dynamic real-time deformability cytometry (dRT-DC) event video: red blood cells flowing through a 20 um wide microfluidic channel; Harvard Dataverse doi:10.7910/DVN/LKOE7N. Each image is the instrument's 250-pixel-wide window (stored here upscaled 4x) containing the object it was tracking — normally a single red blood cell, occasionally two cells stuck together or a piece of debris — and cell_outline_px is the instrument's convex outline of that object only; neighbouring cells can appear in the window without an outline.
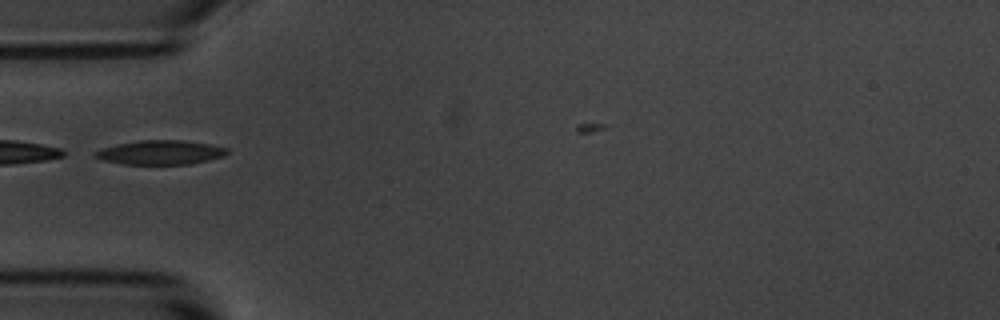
{"species": "common noctule bat (a hibernating species)", "species_latin": "Nyctalus noctula", "temperature_condition": "room temperature", "stored_images_in_passage": 6, "camera_frame_rate_fps": 3000, "um_per_image_px": 0.085, "animal": {"sex": "male", "body_mass_g": 20.1, "forearm_length_mm": 53.5}, "frame": {"image": 1, "passage_image": 5, "time_ms": 4.667, "image_size_px": [1000, 320], "cell_outline_px": [[228, 152], [224, 156], [208, 160], [188, 164], [124, 164], [104, 160], [92, 156], [92, 152], [100, 148], [140, 140], [180, 140], [208, 144], [228, 148]], "centroid_in_image_um": [13.6, 12.96], "position_along_channel_um": 71.4, "area_um2": 18.5}}